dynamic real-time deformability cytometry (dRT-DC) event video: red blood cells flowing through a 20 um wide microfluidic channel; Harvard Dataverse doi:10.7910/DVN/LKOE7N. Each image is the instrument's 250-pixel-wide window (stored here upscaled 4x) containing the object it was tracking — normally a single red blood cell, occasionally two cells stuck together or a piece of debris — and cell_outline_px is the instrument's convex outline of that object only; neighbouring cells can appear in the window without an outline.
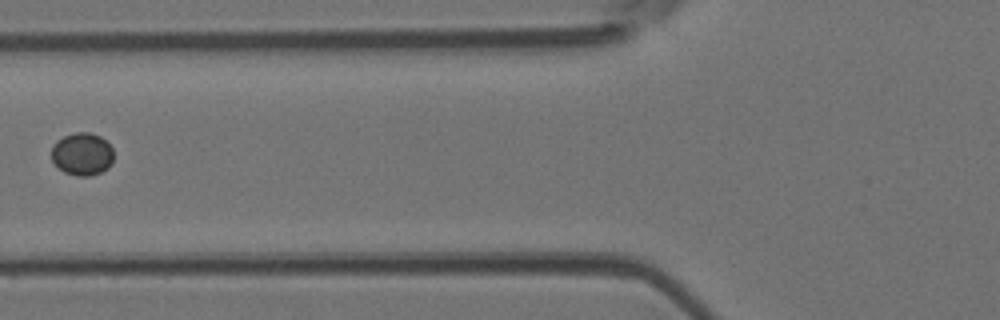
{"species": "Egyptian fruit bat (a non-hibernating species)", "species_latin": "Rousettus aegyptiacus", "temperature_condition": "room temperature", "stored_images_in_passage": 7, "camera_frame_rate_fps": 3000, "um_per_image_px": 0.085, "animal": {"sex": "female"}, "frame": {"image": 1, "passage_image": 6, "time_ms": 1.667, "image_size_px": [1000, 320], "cell_outline_px": [[112, 164], [108, 168], [92, 176], [76, 176], [64, 172], [52, 160], [52, 148], [56, 140], [64, 136], [76, 132], [88, 132], [100, 136], [112, 148]], "centroid_in_image_um": [6.98, 13.1], "position_along_channel_um": 118.8, "area_um2": 15.37}}
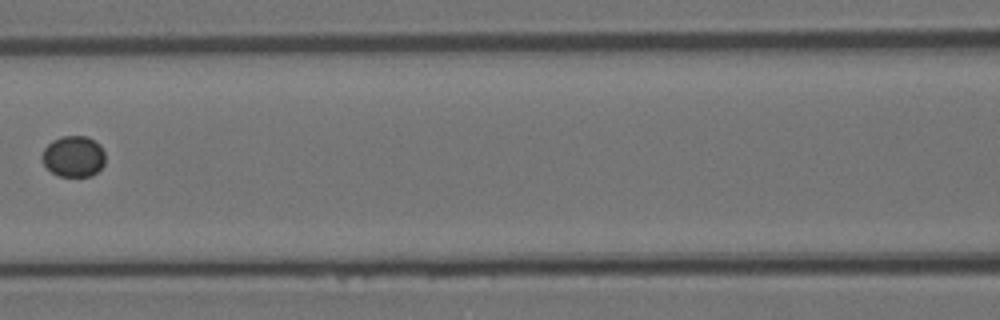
{"frame": {"image": 2, "passage_image": 7, "time_ms": 2.0, "image_size_px": [1000, 320], "cell_outline_px": [[104, 164], [92, 176], [60, 176], [52, 172], [44, 164], [40, 156], [44, 148], [52, 140], [60, 136], [88, 136], [100, 144], [104, 152]], "centroid_in_image_um": [6.24, 13.27], "position_along_channel_um": 160.4, "area_um2": 15.2}}